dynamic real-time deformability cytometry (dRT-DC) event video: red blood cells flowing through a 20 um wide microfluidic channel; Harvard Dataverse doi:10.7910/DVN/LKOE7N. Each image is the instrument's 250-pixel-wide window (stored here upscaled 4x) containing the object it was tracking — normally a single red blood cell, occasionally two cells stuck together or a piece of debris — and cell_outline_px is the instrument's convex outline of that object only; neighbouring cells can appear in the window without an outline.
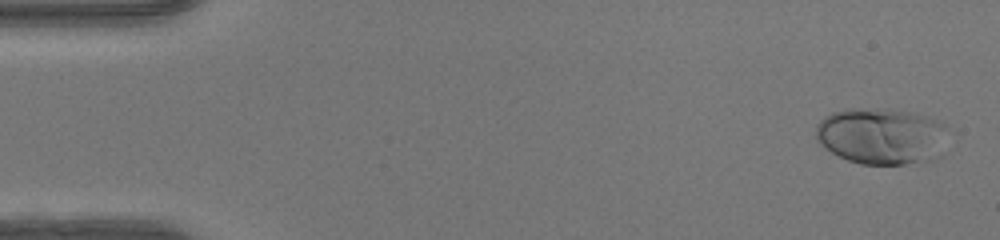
{"species": "human", "species_latin": "Homo sapiens", "temperature_condition": "warm", "stored_images_in_passage": 49, "camera_frame_rate_fps": 3000, "um_per_image_px": 0.085, "donor": {"sex": "female"}, "frame": {"image": 1, "passage_image": 2, "time_ms": 0.333, "image_size_px": [1000, 240], "cell_outline_px": [[948, 128], [920, 160], [904, 164], [860, 164], [848, 160], [832, 152], [820, 144], [816, 140], [816, 124], [824, 116], [832, 112], [848, 108], [888, 108], [912, 112], [928, 116], [940, 120]], "centroid_in_image_um": [74.7, 11.48], "position_along_channel_um": 10.3, "area_um2": 41.91}}
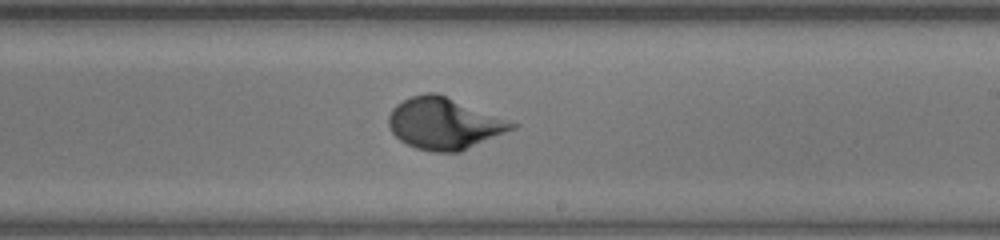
{"frame": {"image": 2, "passage_image": 29, "time_ms": 9.333, "image_size_px": [1000, 240], "cell_outline_px": [[520, 124], [516, 128], [460, 152], [432, 152], [416, 148], [400, 140], [392, 132], [388, 124], [388, 116], [392, 108], [396, 104], [412, 96], [424, 92], [436, 92]], "centroid_in_image_um": [37.76, 10.5], "position_along_channel_um": 251.2, "area_um2": 37.05}}
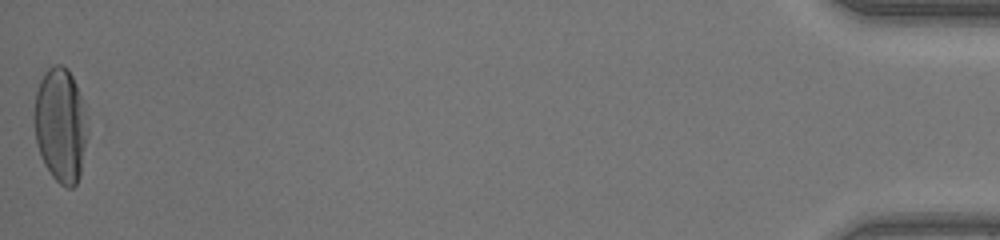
{"frame": {"image": 3, "passage_image": 49, "time_ms": 16.0, "image_size_px": [1000, 240], "cell_outline_px": [[88, 128], [80, 176], [76, 184], [72, 188], [68, 188], [60, 184], [52, 176], [44, 164], [36, 144], [32, 120], [32, 116], [36, 92], [40, 80], [44, 72], [52, 64], [60, 64], [68, 68], [76, 84], [84, 104]], "centroid_in_image_um": [5.12, 10.61], "position_along_channel_um": 430.1, "area_um2": 36.18}, "authors_computed_cell_mechanics": {"area_um2": 35.547, "velocity_mm_per_s": 4.2163, "shape_relaxation_time_tau1_ms": 3.6754, "shape_relaxation_time_tau2_ms": null, "deformation_change_tau1": 0.2171, "deformation_change_tau2": null}}